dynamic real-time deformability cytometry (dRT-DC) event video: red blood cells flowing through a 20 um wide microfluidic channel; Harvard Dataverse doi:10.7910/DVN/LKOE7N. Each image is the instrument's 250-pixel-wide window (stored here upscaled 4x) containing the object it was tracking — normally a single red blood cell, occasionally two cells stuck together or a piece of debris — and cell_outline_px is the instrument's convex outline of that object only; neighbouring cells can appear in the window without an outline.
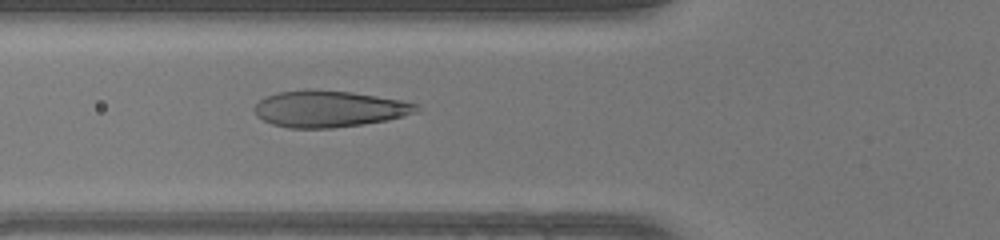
{"species": "human", "species_latin": "Homo sapiens", "temperature_condition": "warm", "stored_images_in_passage": 48, "camera_frame_rate_fps": 3000, "um_per_image_px": 0.085, "donor": {"sex": "female"}, "frame": {"image": 1, "passage_image": 18, "time_ms": 5.667, "image_size_px": [1000, 240], "cell_outline_px": [[420, 112], [388, 120], [364, 124], [332, 128], [288, 128], [272, 124], [256, 116], [252, 108], [264, 96], [280, 92], [352, 92], [400, 100], [420, 104]], "centroid_in_image_um": [28.02, 9.29], "position_along_channel_um": 97.8, "area_um2": 33.87}}
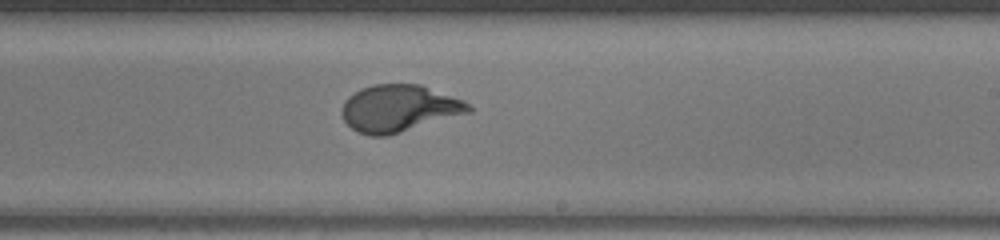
{"frame": {"image": 2, "passage_image": 29, "time_ms": 9.333, "image_size_px": [1000, 240], "cell_outline_px": [[472, 112], [388, 136], [368, 136], [356, 132], [344, 120], [340, 112], [340, 108], [344, 100], [348, 96], [360, 88], [372, 84], [420, 84], [464, 100], [472, 108]], "centroid_in_image_um": [33.88, 9.22], "position_along_channel_um": 255.1, "area_um2": 35.14}}
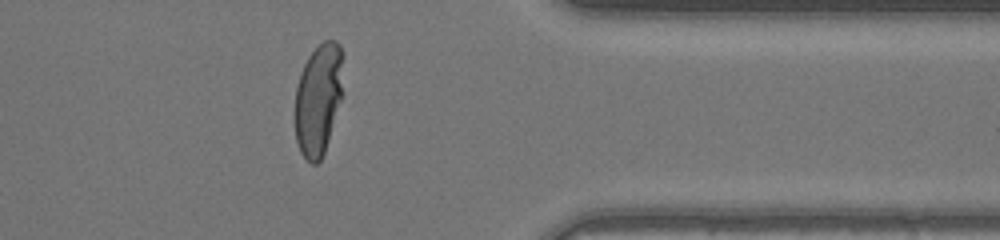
{"frame": {"image": 3, "passage_image": 39, "time_ms": 12.667, "image_size_px": [1000, 240], "cell_outline_px": [[344, 92], [324, 152], [320, 160], [316, 164], [312, 164], [300, 152], [296, 140], [296, 88], [300, 72], [308, 56], [324, 40], [336, 40], [340, 44]], "centroid_in_image_um": [27.08, 8.42], "position_along_channel_um": 384.3, "area_um2": 31.27}, "authors_computed_cell_mechanics": {"area_um2": 34.4199, "velocity_mm_per_s": 4.2963, "shape_relaxation_time_tau1_ms": 4.5859, "shape_relaxation_time_tau2_ms": null, "deformation_change_tau1": 0.258, "deformation_change_tau2": null}}